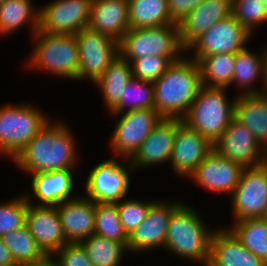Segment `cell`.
Returning <instances> with one entry per match:
<instances>
[{"label": "cell", "instance_id": "6da1fadb", "mask_svg": "<svg viewBox=\"0 0 267 266\" xmlns=\"http://www.w3.org/2000/svg\"><path fill=\"white\" fill-rule=\"evenodd\" d=\"M73 139L65 124L48 121L14 161L31 174L71 169L77 159Z\"/></svg>", "mask_w": 267, "mask_h": 266}, {"label": "cell", "instance_id": "7a4b0ae2", "mask_svg": "<svg viewBox=\"0 0 267 266\" xmlns=\"http://www.w3.org/2000/svg\"><path fill=\"white\" fill-rule=\"evenodd\" d=\"M153 85L155 110L159 115L182 120L202 87L199 64L183 57L172 63Z\"/></svg>", "mask_w": 267, "mask_h": 266}, {"label": "cell", "instance_id": "3957f363", "mask_svg": "<svg viewBox=\"0 0 267 266\" xmlns=\"http://www.w3.org/2000/svg\"><path fill=\"white\" fill-rule=\"evenodd\" d=\"M202 221L193 208L181 203L170 217L165 249L185 259L201 262L203 265L207 264L214 231H208L206 224Z\"/></svg>", "mask_w": 267, "mask_h": 266}, {"label": "cell", "instance_id": "277c9868", "mask_svg": "<svg viewBox=\"0 0 267 266\" xmlns=\"http://www.w3.org/2000/svg\"><path fill=\"white\" fill-rule=\"evenodd\" d=\"M226 88L202 86L182 121L214 144L234 118V100L228 101ZM225 91V92H224ZM231 102V103H230Z\"/></svg>", "mask_w": 267, "mask_h": 266}, {"label": "cell", "instance_id": "5b68a950", "mask_svg": "<svg viewBox=\"0 0 267 266\" xmlns=\"http://www.w3.org/2000/svg\"><path fill=\"white\" fill-rule=\"evenodd\" d=\"M184 50L178 24L130 28L118 43L119 55L128 62L151 55L167 57L174 63L182 59L179 55Z\"/></svg>", "mask_w": 267, "mask_h": 266}, {"label": "cell", "instance_id": "8992f818", "mask_svg": "<svg viewBox=\"0 0 267 266\" xmlns=\"http://www.w3.org/2000/svg\"><path fill=\"white\" fill-rule=\"evenodd\" d=\"M34 39L39 42L32 51L28 66L78 80L79 52L75 35L38 30Z\"/></svg>", "mask_w": 267, "mask_h": 266}, {"label": "cell", "instance_id": "52a82bcc", "mask_svg": "<svg viewBox=\"0 0 267 266\" xmlns=\"http://www.w3.org/2000/svg\"><path fill=\"white\" fill-rule=\"evenodd\" d=\"M48 120L30 104L0 108V153L14 160Z\"/></svg>", "mask_w": 267, "mask_h": 266}, {"label": "cell", "instance_id": "ba28073f", "mask_svg": "<svg viewBox=\"0 0 267 266\" xmlns=\"http://www.w3.org/2000/svg\"><path fill=\"white\" fill-rule=\"evenodd\" d=\"M78 52V80L89 78L97 81L119 54L118 43L89 27L75 34Z\"/></svg>", "mask_w": 267, "mask_h": 266}, {"label": "cell", "instance_id": "9c48e42d", "mask_svg": "<svg viewBox=\"0 0 267 266\" xmlns=\"http://www.w3.org/2000/svg\"><path fill=\"white\" fill-rule=\"evenodd\" d=\"M235 220L262 218L267 207V162L244 168L232 193Z\"/></svg>", "mask_w": 267, "mask_h": 266}, {"label": "cell", "instance_id": "30bf717a", "mask_svg": "<svg viewBox=\"0 0 267 266\" xmlns=\"http://www.w3.org/2000/svg\"><path fill=\"white\" fill-rule=\"evenodd\" d=\"M252 34L233 15L216 22L198 37L187 50L194 49L193 60L204 56L237 53L247 46Z\"/></svg>", "mask_w": 267, "mask_h": 266}, {"label": "cell", "instance_id": "8fae6325", "mask_svg": "<svg viewBox=\"0 0 267 266\" xmlns=\"http://www.w3.org/2000/svg\"><path fill=\"white\" fill-rule=\"evenodd\" d=\"M131 165V166H130ZM112 158L96 165L89 173L85 190L95 203H117L128 193L132 164L124 168Z\"/></svg>", "mask_w": 267, "mask_h": 266}, {"label": "cell", "instance_id": "7c38bea8", "mask_svg": "<svg viewBox=\"0 0 267 266\" xmlns=\"http://www.w3.org/2000/svg\"><path fill=\"white\" fill-rule=\"evenodd\" d=\"M121 116L111 146L119 157L131 159L162 117L155 109L125 111Z\"/></svg>", "mask_w": 267, "mask_h": 266}, {"label": "cell", "instance_id": "4fadbf2b", "mask_svg": "<svg viewBox=\"0 0 267 266\" xmlns=\"http://www.w3.org/2000/svg\"><path fill=\"white\" fill-rule=\"evenodd\" d=\"M222 157L241 164L244 168L260 166L267 162V152L256 141L251 131L234 118L213 144Z\"/></svg>", "mask_w": 267, "mask_h": 266}, {"label": "cell", "instance_id": "5bb4252c", "mask_svg": "<svg viewBox=\"0 0 267 266\" xmlns=\"http://www.w3.org/2000/svg\"><path fill=\"white\" fill-rule=\"evenodd\" d=\"M93 0H57L40 9L39 30L75 35L88 27Z\"/></svg>", "mask_w": 267, "mask_h": 266}, {"label": "cell", "instance_id": "9a60e30c", "mask_svg": "<svg viewBox=\"0 0 267 266\" xmlns=\"http://www.w3.org/2000/svg\"><path fill=\"white\" fill-rule=\"evenodd\" d=\"M28 201L26 225L39 247L47 256H52L67 243L56 206H37Z\"/></svg>", "mask_w": 267, "mask_h": 266}, {"label": "cell", "instance_id": "2e32d148", "mask_svg": "<svg viewBox=\"0 0 267 266\" xmlns=\"http://www.w3.org/2000/svg\"><path fill=\"white\" fill-rule=\"evenodd\" d=\"M213 144L183 121L176 128L171 164L176 175L190 176L213 151Z\"/></svg>", "mask_w": 267, "mask_h": 266}, {"label": "cell", "instance_id": "e0dca14e", "mask_svg": "<svg viewBox=\"0 0 267 266\" xmlns=\"http://www.w3.org/2000/svg\"><path fill=\"white\" fill-rule=\"evenodd\" d=\"M180 204L155 201L150 206L144 221L128 236V250L140 252L164 247L170 217Z\"/></svg>", "mask_w": 267, "mask_h": 266}, {"label": "cell", "instance_id": "ac0fdd59", "mask_svg": "<svg viewBox=\"0 0 267 266\" xmlns=\"http://www.w3.org/2000/svg\"><path fill=\"white\" fill-rule=\"evenodd\" d=\"M244 167L213 150L189 176L209 191L233 193Z\"/></svg>", "mask_w": 267, "mask_h": 266}, {"label": "cell", "instance_id": "d6986e66", "mask_svg": "<svg viewBox=\"0 0 267 266\" xmlns=\"http://www.w3.org/2000/svg\"><path fill=\"white\" fill-rule=\"evenodd\" d=\"M181 122L177 118H161L131 158L133 168L170 161L176 128Z\"/></svg>", "mask_w": 267, "mask_h": 266}, {"label": "cell", "instance_id": "ffe728a7", "mask_svg": "<svg viewBox=\"0 0 267 266\" xmlns=\"http://www.w3.org/2000/svg\"><path fill=\"white\" fill-rule=\"evenodd\" d=\"M232 15V0H203L179 25L180 39L188 47L212 25Z\"/></svg>", "mask_w": 267, "mask_h": 266}, {"label": "cell", "instance_id": "44dd1931", "mask_svg": "<svg viewBox=\"0 0 267 266\" xmlns=\"http://www.w3.org/2000/svg\"><path fill=\"white\" fill-rule=\"evenodd\" d=\"M56 207L69 243H79L94 234L96 208L94 201L75 197Z\"/></svg>", "mask_w": 267, "mask_h": 266}, {"label": "cell", "instance_id": "7402d4cb", "mask_svg": "<svg viewBox=\"0 0 267 266\" xmlns=\"http://www.w3.org/2000/svg\"><path fill=\"white\" fill-rule=\"evenodd\" d=\"M127 0H93L88 27L119 43L130 29Z\"/></svg>", "mask_w": 267, "mask_h": 266}, {"label": "cell", "instance_id": "603a6c76", "mask_svg": "<svg viewBox=\"0 0 267 266\" xmlns=\"http://www.w3.org/2000/svg\"><path fill=\"white\" fill-rule=\"evenodd\" d=\"M210 266H267L227 229L215 231L210 243Z\"/></svg>", "mask_w": 267, "mask_h": 266}, {"label": "cell", "instance_id": "cb8c5ba5", "mask_svg": "<svg viewBox=\"0 0 267 266\" xmlns=\"http://www.w3.org/2000/svg\"><path fill=\"white\" fill-rule=\"evenodd\" d=\"M32 190L40 203L37 206H58L72 200L74 190L72 169L54 170L47 173L32 174Z\"/></svg>", "mask_w": 267, "mask_h": 266}, {"label": "cell", "instance_id": "d4e9b609", "mask_svg": "<svg viewBox=\"0 0 267 266\" xmlns=\"http://www.w3.org/2000/svg\"><path fill=\"white\" fill-rule=\"evenodd\" d=\"M234 119L246 126L267 152V96L263 94L237 95Z\"/></svg>", "mask_w": 267, "mask_h": 266}, {"label": "cell", "instance_id": "484cf974", "mask_svg": "<svg viewBox=\"0 0 267 266\" xmlns=\"http://www.w3.org/2000/svg\"><path fill=\"white\" fill-rule=\"evenodd\" d=\"M132 78L130 62L118 54L103 75L94 82L102 91L107 109L111 111L120 102L124 87Z\"/></svg>", "mask_w": 267, "mask_h": 266}, {"label": "cell", "instance_id": "4316f807", "mask_svg": "<svg viewBox=\"0 0 267 266\" xmlns=\"http://www.w3.org/2000/svg\"><path fill=\"white\" fill-rule=\"evenodd\" d=\"M264 53L258 57V54H253L249 49L244 48L236 53L235 69L232 83H236L244 87V91L240 95L262 94L260 90L252 87L258 77L265 79V70L267 65V48ZM249 87V88H248Z\"/></svg>", "mask_w": 267, "mask_h": 266}, {"label": "cell", "instance_id": "83f0119b", "mask_svg": "<svg viewBox=\"0 0 267 266\" xmlns=\"http://www.w3.org/2000/svg\"><path fill=\"white\" fill-rule=\"evenodd\" d=\"M130 28H151L175 23L167 0H127Z\"/></svg>", "mask_w": 267, "mask_h": 266}, {"label": "cell", "instance_id": "f1b7e54d", "mask_svg": "<svg viewBox=\"0 0 267 266\" xmlns=\"http://www.w3.org/2000/svg\"><path fill=\"white\" fill-rule=\"evenodd\" d=\"M236 53L214 54L199 61L202 86L227 88L233 80Z\"/></svg>", "mask_w": 267, "mask_h": 266}, {"label": "cell", "instance_id": "f546056e", "mask_svg": "<svg viewBox=\"0 0 267 266\" xmlns=\"http://www.w3.org/2000/svg\"><path fill=\"white\" fill-rule=\"evenodd\" d=\"M31 0H4L0 4V35L12 33L25 23H32V34L39 30L40 11L32 9Z\"/></svg>", "mask_w": 267, "mask_h": 266}, {"label": "cell", "instance_id": "4dcf8cb0", "mask_svg": "<svg viewBox=\"0 0 267 266\" xmlns=\"http://www.w3.org/2000/svg\"><path fill=\"white\" fill-rule=\"evenodd\" d=\"M229 230L235 238L258 258L267 263V222L262 218L236 221Z\"/></svg>", "mask_w": 267, "mask_h": 266}, {"label": "cell", "instance_id": "1f68e13d", "mask_svg": "<svg viewBox=\"0 0 267 266\" xmlns=\"http://www.w3.org/2000/svg\"><path fill=\"white\" fill-rule=\"evenodd\" d=\"M1 238L3 243L10 249L17 266L36 263L47 257L30 233L27 225L6 233Z\"/></svg>", "mask_w": 267, "mask_h": 266}, {"label": "cell", "instance_id": "d6a6232c", "mask_svg": "<svg viewBox=\"0 0 267 266\" xmlns=\"http://www.w3.org/2000/svg\"><path fill=\"white\" fill-rule=\"evenodd\" d=\"M85 249L93 266H119L123 251L128 250L124 243L92 234L79 242Z\"/></svg>", "mask_w": 267, "mask_h": 266}, {"label": "cell", "instance_id": "836d02e7", "mask_svg": "<svg viewBox=\"0 0 267 266\" xmlns=\"http://www.w3.org/2000/svg\"><path fill=\"white\" fill-rule=\"evenodd\" d=\"M153 82L132 78L124 87L120 102L110 111L120 114L127 111L140 109H155ZM131 104V105H130Z\"/></svg>", "mask_w": 267, "mask_h": 266}, {"label": "cell", "instance_id": "e575fe53", "mask_svg": "<svg viewBox=\"0 0 267 266\" xmlns=\"http://www.w3.org/2000/svg\"><path fill=\"white\" fill-rule=\"evenodd\" d=\"M94 234L124 243L128 248V235L123 229L116 203H96Z\"/></svg>", "mask_w": 267, "mask_h": 266}, {"label": "cell", "instance_id": "d590c367", "mask_svg": "<svg viewBox=\"0 0 267 266\" xmlns=\"http://www.w3.org/2000/svg\"><path fill=\"white\" fill-rule=\"evenodd\" d=\"M232 15L251 34L256 25L267 23V10L262 0H232Z\"/></svg>", "mask_w": 267, "mask_h": 266}, {"label": "cell", "instance_id": "8d00e7d4", "mask_svg": "<svg viewBox=\"0 0 267 266\" xmlns=\"http://www.w3.org/2000/svg\"><path fill=\"white\" fill-rule=\"evenodd\" d=\"M27 211L26 195L0 204V237L25 226Z\"/></svg>", "mask_w": 267, "mask_h": 266}, {"label": "cell", "instance_id": "74e56055", "mask_svg": "<svg viewBox=\"0 0 267 266\" xmlns=\"http://www.w3.org/2000/svg\"><path fill=\"white\" fill-rule=\"evenodd\" d=\"M132 76L143 81L155 82L158 80L172 64L163 56H144L130 62Z\"/></svg>", "mask_w": 267, "mask_h": 266}, {"label": "cell", "instance_id": "f35d334b", "mask_svg": "<svg viewBox=\"0 0 267 266\" xmlns=\"http://www.w3.org/2000/svg\"><path fill=\"white\" fill-rule=\"evenodd\" d=\"M155 201L120 200L116 203L124 231L129 236L144 221L150 206Z\"/></svg>", "mask_w": 267, "mask_h": 266}, {"label": "cell", "instance_id": "ab89813d", "mask_svg": "<svg viewBox=\"0 0 267 266\" xmlns=\"http://www.w3.org/2000/svg\"><path fill=\"white\" fill-rule=\"evenodd\" d=\"M57 263L59 266H93L85 249L80 243H67L59 249Z\"/></svg>", "mask_w": 267, "mask_h": 266}, {"label": "cell", "instance_id": "60d3db41", "mask_svg": "<svg viewBox=\"0 0 267 266\" xmlns=\"http://www.w3.org/2000/svg\"><path fill=\"white\" fill-rule=\"evenodd\" d=\"M167 1L171 19L178 24L203 0H167Z\"/></svg>", "mask_w": 267, "mask_h": 266}, {"label": "cell", "instance_id": "b9f144b4", "mask_svg": "<svg viewBox=\"0 0 267 266\" xmlns=\"http://www.w3.org/2000/svg\"><path fill=\"white\" fill-rule=\"evenodd\" d=\"M0 266H17L10 249L3 243L0 237Z\"/></svg>", "mask_w": 267, "mask_h": 266}, {"label": "cell", "instance_id": "7bdbcfd3", "mask_svg": "<svg viewBox=\"0 0 267 266\" xmlns=\"http://www.w3.org/2000/svg\"><path fill=\"white\" fill-rule=\"evenodd\" d=\"M20 266H59L57 261L52 258V256H47L44 260L36 262V263H30V264H24Z\"/></svg>", "mask_w": 267, "mask_h": 266}, {"label": "cell", "instance_id": "ee69618b", "mask_svg": "<svg viewBox=\"0 0 267 266\" xmlns=\"http://www.w3.org/2000/svg\"><path fill=\"white\" fill-rule=\"evenodd\" d=\"M264 87L262 89V94L267 96V65H266V70H265V79H264Z\"/></svg>", "mask_w": 267, "mask_h": 266}, {"label": "cell", "instance_id": "f6af8a7d", "mask_svg": "<svg viewBox=\"0 0 267 266\" xmlns=\"http://www.w3.org/2000/svg\"><path fill=\"white\" fill-rule=\"evenodd\" d=\"M262 219L267 222V207H266L264 215L262 216Z\"/></svg>", "mask_w": 267, "mask_h": 266}, {"label": "cell", "instance_id": "bcb514c9", "mask_svg": "<svg viewBox=\"0 0 267 266\" xmlns=\"http://www.w3.org/2000/svg\"><path fill=\"white\" fill-rule=\"evenodd\" d=\"M264 2L265 8L267 10V0H262Z\"/></svg>", "mask_w": 267, "mask_h": 266}]
</instances>
